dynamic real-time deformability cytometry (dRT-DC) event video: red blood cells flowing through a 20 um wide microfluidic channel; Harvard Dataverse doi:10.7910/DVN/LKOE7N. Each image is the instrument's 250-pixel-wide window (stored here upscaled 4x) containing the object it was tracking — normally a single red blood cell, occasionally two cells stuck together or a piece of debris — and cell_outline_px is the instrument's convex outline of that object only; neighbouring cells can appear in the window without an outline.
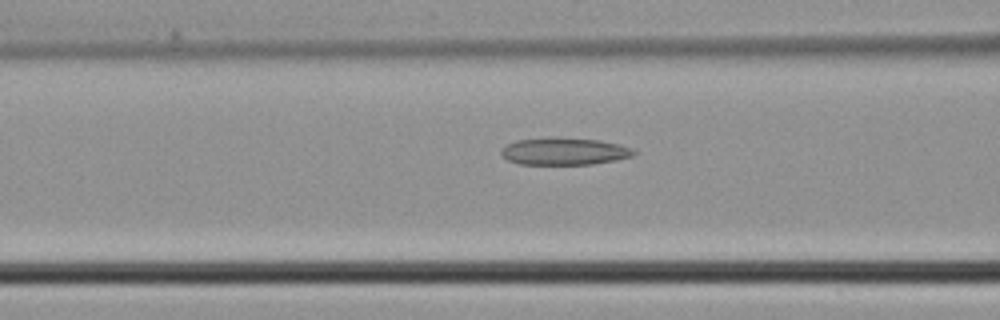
{"species": "common noctule bat (a hibernating species)", "species_latin": "Nyctalus noctula", "temperature_condition": "cold", "stored_images_in_passage": 3, "camera_frame_rate_fps": 3000, "um_per_image_px": 0.085, "animal": {"sex": "male", "body_mass_g": 21.5, "forearm_length_mm": 52.0}, "frame": {"image": 1, "passage_image": 3, "time_ms": 0.667, "image_size_px": [1000, 320], "cell_outline_px": [[636, 152], [632, 156], [616, 160], [592, 164], [520, 164], [508, 160], [500, 152], [500, 148], [516, 140], [548, 136], [600, 140], [620, 144], [632, 148]], "centroid_in_image_um": [47.95, 12.84], "position_along_channel_um": 118.7, "area_um2": 21.27}}